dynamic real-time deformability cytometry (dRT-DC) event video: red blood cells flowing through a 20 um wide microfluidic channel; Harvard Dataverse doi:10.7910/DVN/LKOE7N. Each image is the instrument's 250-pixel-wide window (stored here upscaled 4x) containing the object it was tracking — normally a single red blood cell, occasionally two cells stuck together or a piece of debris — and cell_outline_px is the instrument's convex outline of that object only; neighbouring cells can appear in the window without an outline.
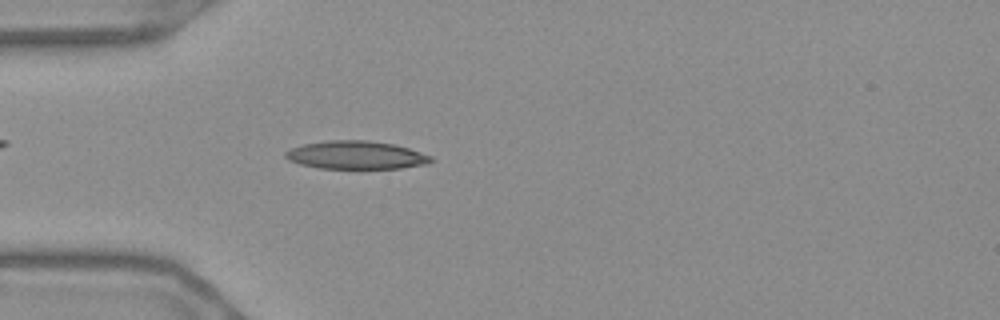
{"species": "Egyptian fruit bat (a non-hibernating species)", "species_latin": "Rousettus aegyptiacus", "temperature_condition": "warm", "stored_images_in_passage": 54, "camera_frame_rate_fps": 3000, "um_per_image_px": 0.085, "frame": {"image": 1, "passage_image": 15, "time_ms": 4.667, "image_size_px": [1000, 320], "cell_outline_px": [[432, 160], [428, 164], [400, 168], [320, 168], [300, 164], [288, 160], [284, 156], [284, 152], [292, 148], [304, 144], [328, 140], [368, 140], [392, 144], [408, 148], [432, 156]], "centroid_in_image_um": [30.25, 13.18], "position_along_channel_um": 54.7, "area_um2": 23.7}}
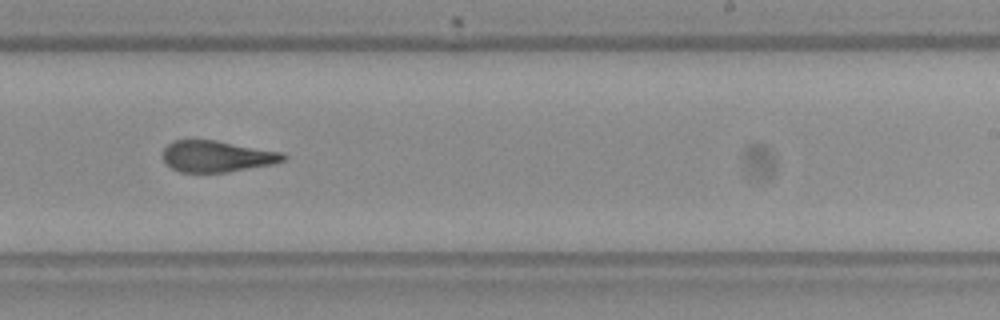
{"frame": {"image": 2, "passage_image": 33, "time_ms": 10.667, "image_size_px": [1000, 320], "cell_outline_px": [[288, 156], [284, 160], [272, 164], [228, 172], [180, 172], [172, 168], [164, 160], [164, 148], [172, 140], [216, 140], [284, 152]], "centroid_in_image_um": [18.47, 13.28], "position_along_channel_um": 270.5, "area_um2": 21.96}}
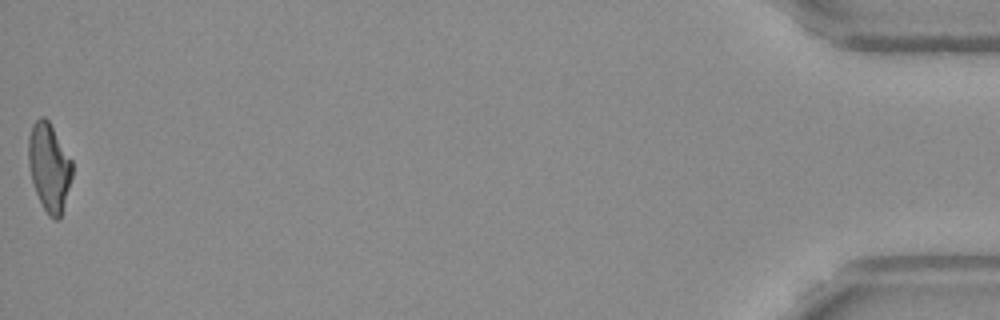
{"frame": {"image": 3, "passage_image": 54, "time_ms": 17.667, "image_size_px": [1000, 320], "cell_outline_px": [[72, 176], [60, 220], [56, 220], [48, 216], [36, 192], [32, 180], [28, 164], [28, 136], [32, 124], [40, 116], [44, 116], [48, 120], [72, 160]], "centroid_in_image_um": [4.17, 14.2], "position_along_channel_um": 431.0, "area_um2": 22.43}, "authors_computed_cell_mechanics": {"area_um2": 22.7443, "velocity_mm_per_s": 3.7058, "shape_relaxation_time_tau1_ms": null, "shape_relaxation_time_tau2_ms": 2.1878, "deformation_change_tau1": null, "deformation_change_tau2": 0.1205}}